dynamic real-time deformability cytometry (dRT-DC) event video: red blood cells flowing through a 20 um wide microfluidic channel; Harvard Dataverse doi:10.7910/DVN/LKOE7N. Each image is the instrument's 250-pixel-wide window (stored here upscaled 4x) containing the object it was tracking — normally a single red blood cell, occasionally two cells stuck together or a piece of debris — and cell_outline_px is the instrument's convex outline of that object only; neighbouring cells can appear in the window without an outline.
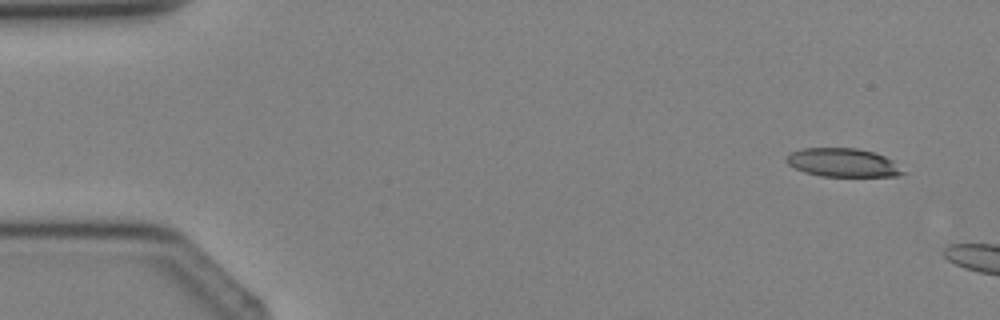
{"species": "Egyptian fruit bat (a non-hibernating species)", "species_latin": "Rousettus aegyptiacus", "temperature_condition": "cold", "stored_images_in_passage": 2, "camera_frame_rate_fps": 3000, "um_per_image_px": 0.085, "animal": {"sex": "female"}, "frame": {"image": 1, "passage_image": 1, "time_ms": 0.0, "image_size_px": [1000, 320], "cell_outline_px": [[908, 172], [896, 176], [820, 176], [804, 172], [788, 164], [784, 160], [792, 152], [804, 148], [856, 148], [872, 152], [884, 156], [892, 160]], "centroid_in_image_um": [71.67, 13.83], "position_along_channel_um": 13.3, "area_um2": 19.31}}